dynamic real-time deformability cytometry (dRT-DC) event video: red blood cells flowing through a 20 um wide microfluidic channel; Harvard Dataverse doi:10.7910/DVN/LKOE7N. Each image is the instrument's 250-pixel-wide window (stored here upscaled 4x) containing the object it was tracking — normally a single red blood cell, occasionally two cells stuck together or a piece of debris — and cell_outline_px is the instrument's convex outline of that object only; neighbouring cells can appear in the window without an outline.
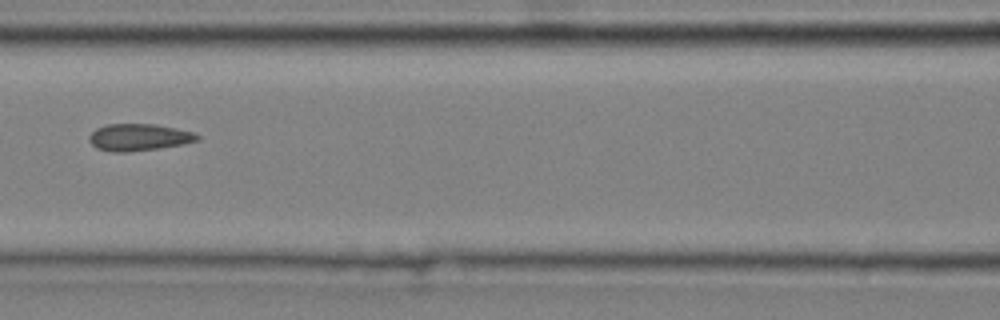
{"species": "common noctule bat (a hibernating species)", "species_latin": "Nyctalus noctula", "temperature_condition": "cold", "stored_images_in_passage": 9, "camera_frame_rate_fps": 3000, "um_per_image_px": 0.085, "animal": {"sex": "male", "body_mass_g": 20.4}, "frame": {"image": 1, "passage_image": 6, "time_ms": 1.667, "image_size_px": [1000, 320], "cell_outline_px": [[200, 140], [184, 144], [160, 148], [128, 152], [112, 152], [96, 148], [88, 140], [88, 136], [96, 128], [108, 124], [156, 124], [196, 132], [200, 136]], "centroid_in_image_um": [11.83, 11.67], "position_along_channel_um": 154.8, "area_um2": 17.22}}
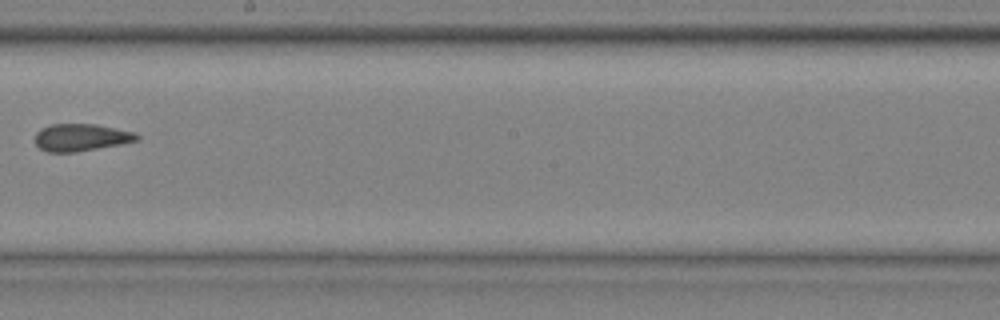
{"frame": {"image": 2, "passage_image": 8, "time_ms": 2.333, "image_size_px": [1000, 320], "cell_outline_px": [[140, 140], [120, 144], [76, 152], [48, 152], [40, 148], [36, 144], [36, 132], [40, 128], [52, 124], [96, 124], [136, 132], [140, 136]], "centroid_in_image_um": [6.91, 11.67], "position_along_channel_um": 241.3, "area_um2": 16.24}}
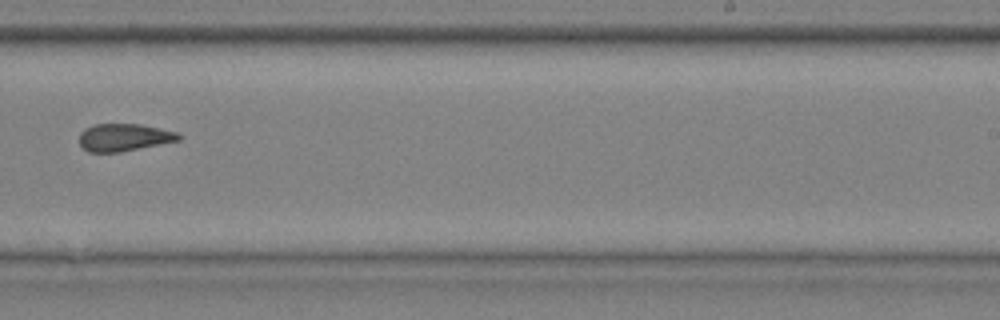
{"frame": {"image": 3, "passage_image": 9, "time_ms": 2.667, "image_size_px": [1000, 320], "cell_outline_px": [[180, 140], [120, 152], [88, 152], [80, 144], [80, 132], [84, 128], [96, 124], [140, 124], [176, 132], [180, 136]], "centroid_in_image_um": [10.51, 11.68], "position_along_channel_um": 278.5, "area_um2": 15.72}}